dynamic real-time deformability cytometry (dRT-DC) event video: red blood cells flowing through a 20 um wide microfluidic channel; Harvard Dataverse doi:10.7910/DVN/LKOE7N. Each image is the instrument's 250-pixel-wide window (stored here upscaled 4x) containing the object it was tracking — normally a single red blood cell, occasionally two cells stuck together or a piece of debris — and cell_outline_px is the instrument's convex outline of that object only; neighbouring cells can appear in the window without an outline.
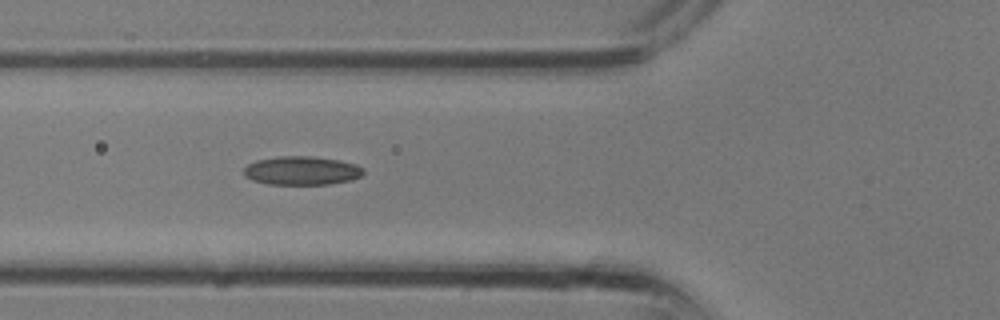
{"species": "common noctule bat (a hibernating species)", "species_latin": "Nyctalus noctula", "temperature_condition": "room temperature", "stored_images_in_passage": 11, "camera_frame_rate_fps": 3000, "um_per_image_px": 0.085, "animal": {"sex": "male", "body_mass_g": 13.3}, "frame": {"image": 1, "passage_image": 11, "time_ms": 3.333, "image_size_px": [1000, 320], "cell_outline_px": [[364, 172], [360, 176], [352, 180], [328, 184], [268, 184], [252, 180], [244, 176], [244, 168], [248, 164], [256, 160], [276, 156], [312, 156], [340, 160], [356, 164], [364, 168]], "centroid_in_image_um": [25.65, 14.49], "position_along_channel_um": 100.2, "area_um2": 20.11}}